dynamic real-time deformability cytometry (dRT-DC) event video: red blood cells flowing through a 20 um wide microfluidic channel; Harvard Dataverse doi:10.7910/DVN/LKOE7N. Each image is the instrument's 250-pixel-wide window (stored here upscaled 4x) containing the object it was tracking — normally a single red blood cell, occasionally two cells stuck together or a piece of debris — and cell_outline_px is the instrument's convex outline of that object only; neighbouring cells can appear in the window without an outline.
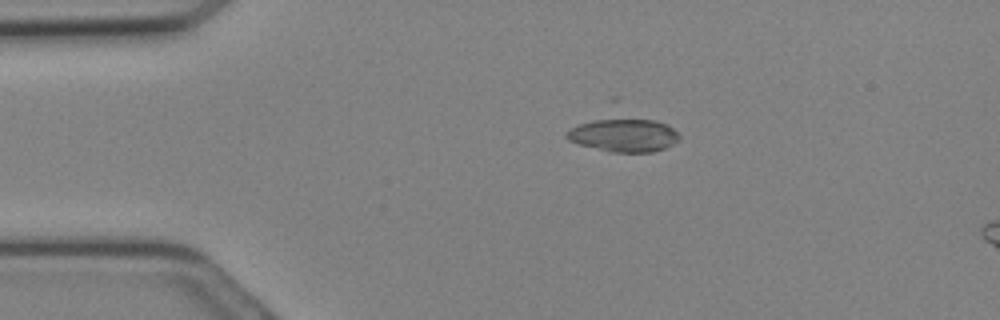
{"species": "Egyptian fruit bat (a non-hibernating species)", "species_latin": "Rousettus aegyptiacus", "temperature_condition": "cold", "stored_images_in_passage": 16, "camera_frame_rate_fps": 3000, "um_per_image_px": 0.085, "animal": {"sex": "female"}, "frame": {"image": 1, "passage_image": 2, "time_ms": 0.333, "image_size_px": [1000, 320], "cell_outline_px": [[680, 140], [664, 148], [652, 152], [608, 152], [580, 144], [568, 140], [564, 136], [564, 132], [580, 124], [612, 116], [616, 116], [656, 120], [668, 124], [680, 136]], "centroid_in_image_um": [53.02, 11.46], "position_along_channel_um": 32.0, "area_um2": 22.37}}
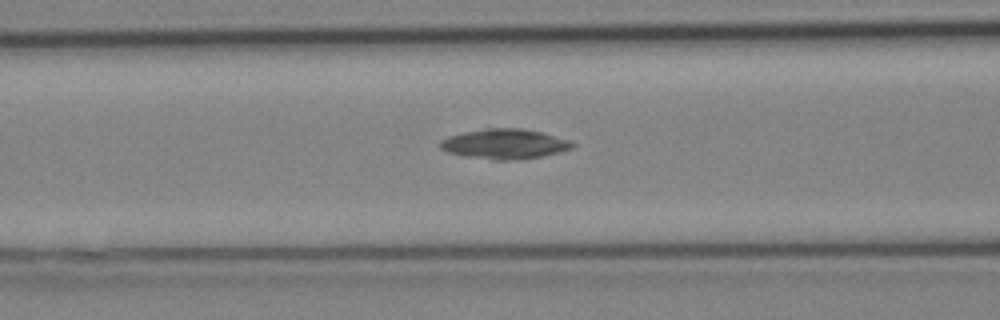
{"frame": {"image": 2, "passage_image": 8, "time_ms": 2.333, "image_size_px": [1000, 320], "cell_outline_px": [[576, 144], [572, 148], [560, 152], [544, 156], [508, 160], [492, 160], [468, 156], [448, 152], [440, 148], [440, 140], [448, 136], [464, 132], [484, 128], [520, 128], [544, 132], [568, 140]], "centroid_in_image_um": [42.9, 12.22], "position_along_channel_um": 123.7, "area_um2": 23.06}}
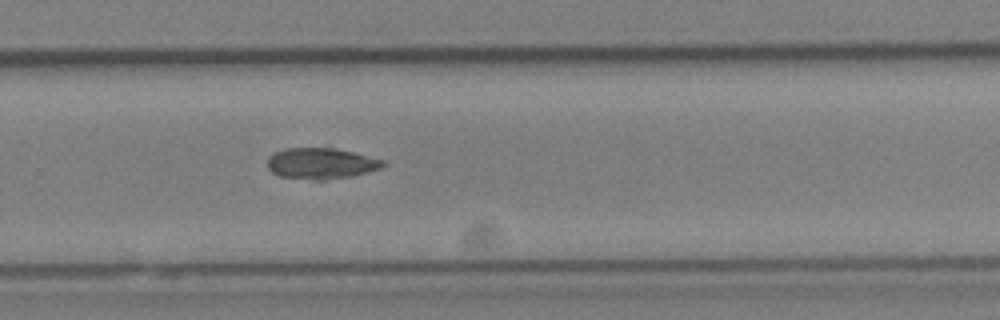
{"frame": {"image": 3, "passage_image": 16, "time_ms": 5.0, "image_size_px": [1000, 320], "cell_outline_px": [[388, 164], [380, 168], [352, 176], [324, 180], [316, 180], [280, 176], [272, 172], [268, 168], [268, 156], [272, 152], [284, 148], [332, 148], [352, 152], [384, 160]], "centroid_in_image_um": [27.26, 13.89], "position_along_channel_um": 302.5, "area_um2": 20.87}}